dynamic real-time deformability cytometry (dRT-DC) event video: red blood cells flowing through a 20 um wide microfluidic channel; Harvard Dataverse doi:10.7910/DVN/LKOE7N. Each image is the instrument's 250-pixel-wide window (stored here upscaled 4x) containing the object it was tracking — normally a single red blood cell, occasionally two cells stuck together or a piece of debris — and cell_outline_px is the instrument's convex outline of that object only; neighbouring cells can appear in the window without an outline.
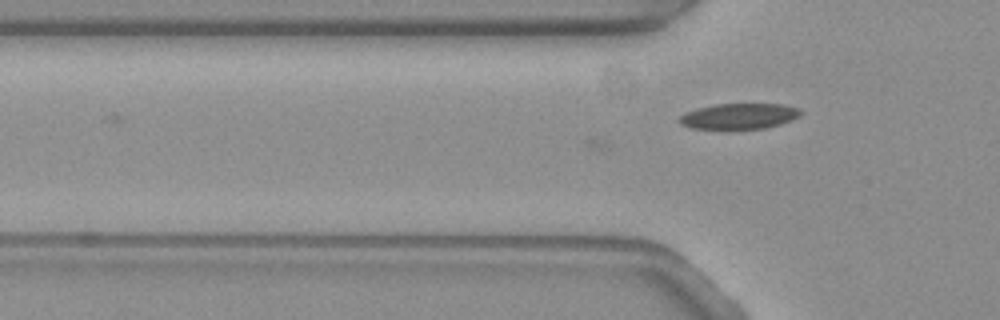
{"species": "common noctule bat (a hibernating species)", "species_latin": "Nyctalus noctula", "temperature_condition": "warm", "stored_images_in_passage": 2, "camera_frame_rate_fps": 3000, "um_per_image_px": 0.085, "animal": {"sex": "female", "body_mass_g": 19.3, "forearm_length_mm": 54.1}, "frame": {"image": 1, "passage_image": 2, "time_ms": 0.333, "image_size_px": [1000, 320], "cell_outline_px": [[804, 112], [800, 116], [792, 120], [780, 124], [764, 128], [692, 128], [680, 124], [676, 120], [684, 112], [696, 108], [716, 104], [784, 104], [800, 108]], "centroid_in_image_um": [62.84, 9.86], "position_along_channel_um": 63.0, "area_um2": 18.21}}